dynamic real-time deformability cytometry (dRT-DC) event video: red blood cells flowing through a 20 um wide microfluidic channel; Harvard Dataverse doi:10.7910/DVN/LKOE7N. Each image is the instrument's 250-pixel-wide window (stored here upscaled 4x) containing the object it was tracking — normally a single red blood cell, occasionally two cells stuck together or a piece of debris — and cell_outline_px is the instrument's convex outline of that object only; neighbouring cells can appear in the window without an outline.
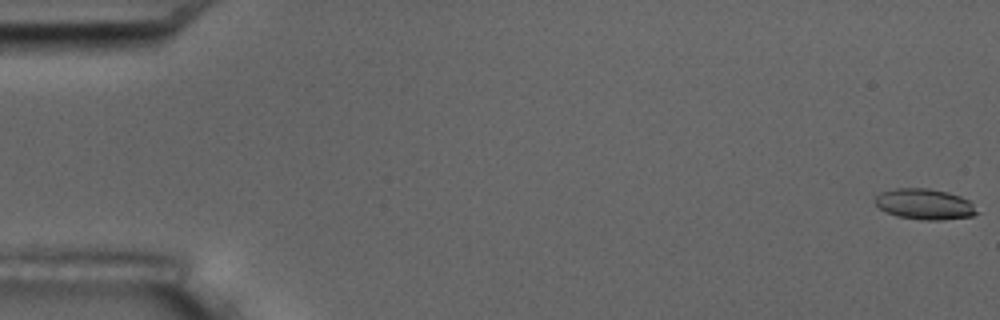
{"species": "common noctule bat (a hibernating species)", "species_latin": "Nyctalus noctula", "temperature_condition": "room temperature", "stored_images_in_passage": 16, "camera_frame_rate_fps": 3000, "um_per_image_px": 0.085, "animal": {"sex": "male", "body_mass_g": 17.5, "forearm_length_mm": 52.3}, "frame": {"image": 1, "passage_image": 1, "time_ms": 0.0, "image_size_px": [1000, 320], "cell_outline_px": [[980, 212], [972, 216], [944, 220], [920, 220], [896, 216], [884, 212], [876, 204], [876, 196], [880, 192], [896, 188], [928, 188], [948, 192], [960, 196], [968, 200]], "centroid_in_image_um": [78.59, 17.36], "position_along_channel_um": 6.4, "area_um2": 18.38}}
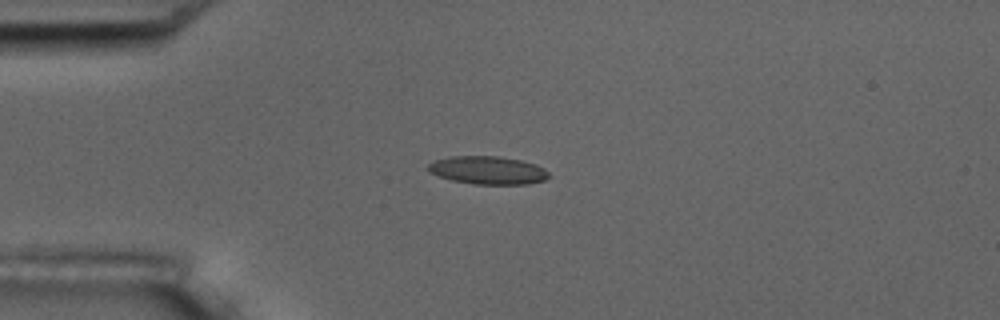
{"frame": {"image": 2, "passage_image": 5, "time_ms": 4.667, "image_size_px": [1000, 320], "cell_outline_px": [[552, 176], [544, 180], [528, 184], [472, 184], [452, 180], [440, 176], [432, 172], [428, 168], [428, 164], [436, 160], [448, 156], [496, 156], [520, 160], [536, 164], [544, 168]], "centroid_in_image_um": [41.51, 14.47], "position_along_channel_um": 43.5, "area_um2": 19.65}, "authors_computed_cell_mechanics": {"area_um2": 19.0451, "velocity_mm_per_s": 3.6085, "shape_relaxation_time_tau1_ms": 3.1592, "shape_relaxation_time_tau2_ms": 1.5833, "deformation_change_tau1": 0.1375, "deformation_change_tau2": 0.0774}}